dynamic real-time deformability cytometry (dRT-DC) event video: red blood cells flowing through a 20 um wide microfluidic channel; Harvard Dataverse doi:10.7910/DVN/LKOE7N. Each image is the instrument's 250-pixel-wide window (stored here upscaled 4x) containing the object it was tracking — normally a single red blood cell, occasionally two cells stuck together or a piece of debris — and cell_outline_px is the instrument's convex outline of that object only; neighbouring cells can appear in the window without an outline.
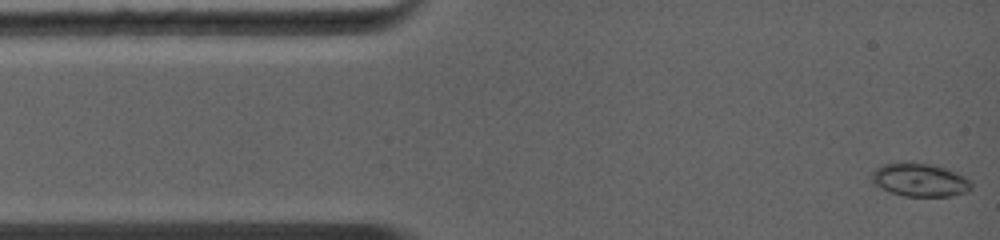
{"species": "common noctule bat (a hibernating species)", "species_latin": "Nyctalus noctula", "temperature_condition": "warm", "stored_images_in_passage": 42, "camera_frame_rate_fps": 5000, "um_per_image_px": 0.085, "animal": {"sex": "female", "body_mass_g": 19.0, "forearm_length_mm": 56.7}, "frame": {"image": 1, "passage_image": 1, "time_ms": 0.0, "image_size_px": [1000, 240], "cell_outline_px": [[972, 188], [964, 192], [952, 196], [904, 196], [888, 192], [876, 184], [872, 180], [872, 172], [876, 168], [884, 164], [904, 160], [932, 164], [956, 172], [964, 176], [972, 184]], "centroid_in_image_um": [78.16, 15.27], "position_along_channel_um": 6.8, "area_um2": 19.48}}
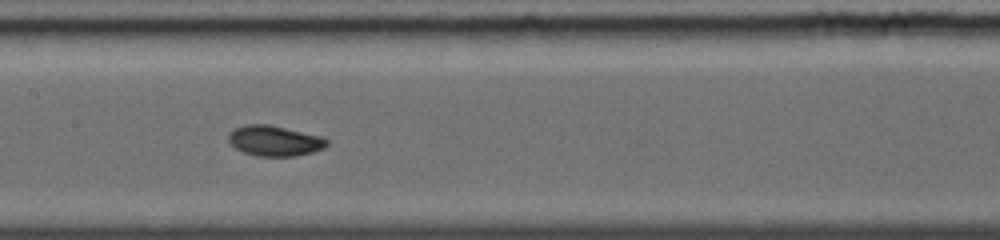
{"frame": {"image": 2, "passage_image": 24, "time_ms": 5.6, "image_size_px": [1000, 240], "cell_outline_px": [[328, 144], [324, 148], [312, 152], [296, 156], [256, 156], [244, 152], [236, 148], [228, 140], [228, 136], [236, 128], [244, 124], [268, 124], [324, 136], [328, 140]], "centroid_in_image_um": [23.38, 11.96], "position_along_channel_um": 184.0, "area_um2": 17.46}}
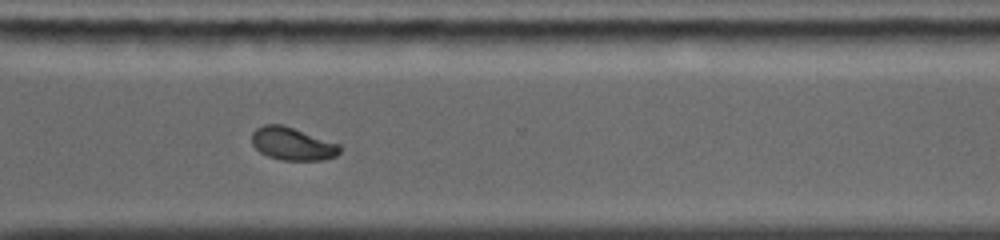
{"frame": {"image": 3, "passage_image": 41, "time_ms": 9.2, "image_size_px": [1000, 240], "cell_outline_px": [[340, 152], [336, 156], [324, 160], [280, 160], [268, 156], [260, 152], [252, 144], [252, 132], [256, 128], [264, 124], [284, 124], [340, 144]], "centroid_in_image_um": [24.86, 12.21], "position_along_channel_um": 345.7, "area_um2": 16.99}}